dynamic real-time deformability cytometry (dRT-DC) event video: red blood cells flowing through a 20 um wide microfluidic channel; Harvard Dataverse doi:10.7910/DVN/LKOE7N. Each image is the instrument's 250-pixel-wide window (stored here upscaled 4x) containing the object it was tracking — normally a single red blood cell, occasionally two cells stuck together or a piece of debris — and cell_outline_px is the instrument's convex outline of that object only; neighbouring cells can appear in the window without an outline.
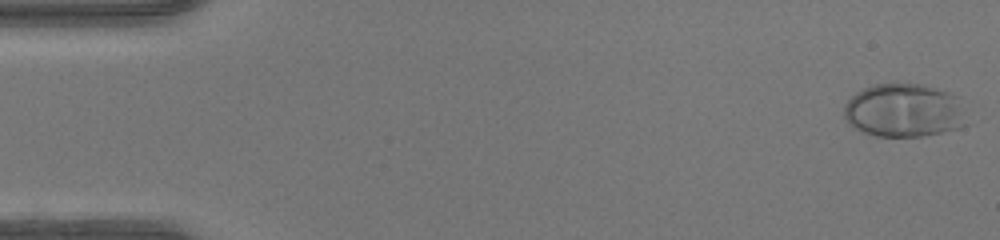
{"species": "human", "species_latin": "Homo sapiens", "temperature_condition": "warm", "stored_images_in_passage": 48, "camera_frame_rate_fps": 3000, "um_per_image_px": 0.085, "donor": {"sex": "female"}, "frame": {"image": 1, "passage_image": 1, "time_ms": 0.0, "image_size_px": [1000, 240], "cell_outline_px": [[968, 124], [944, 132], [920, 136], [876, 136], [864, 132], [848, 124], [844, 120], [844, 104], [856, 92], [864, 88], [876, 84], [896, 80], [924, 84], [960, 96]], "centroid_in_image_um": [76.86, 9.34], "position_along_channel_um": 8.1, "area_um2": 39.25}}
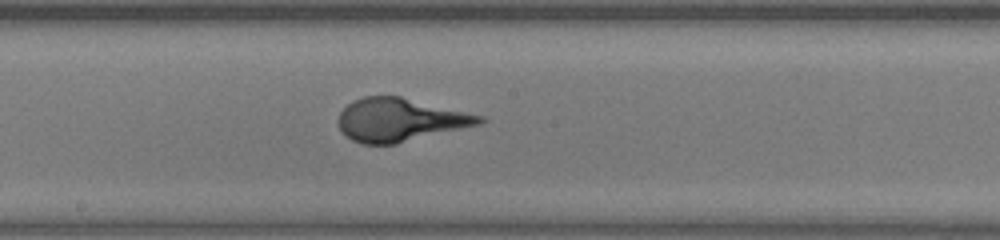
{"frame": {"image": 2, "passage_image": 26, "time_ms": 8.333, "image_size_px": [1000, 240], "cell_outline_px": [[488, 120], [484, 124], [396, 144], [360, 144], [344, 136], [340, 132], [336, 120], [340, 112], [352, 100], [364, 96], [400, 96], [484, 116]], "centroid_in_image_um": [34.0, 10.2], "position_along_channel_um": 214.2, "area_um2": 36.13}}
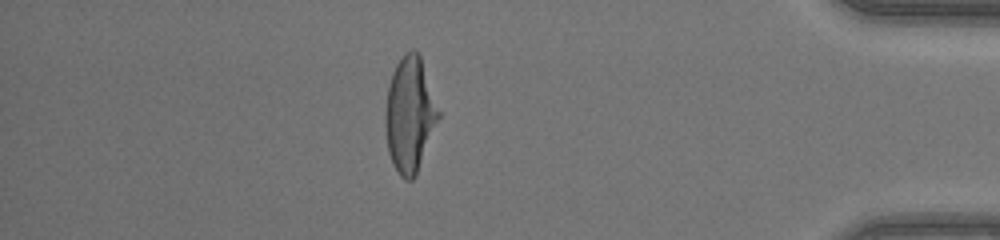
{"frame": {"image": 3, "passage_image": 42, "time_ms": 13.667, "image_size_px": [1000, 240], "cell_outline_px": [[440, 116], [416, 176], [412, 180], [404, 180], [400, 176], [392, 164], [388, 152], [384, 124], [384, 112], [388, 84], [392, 72], [396, 64], [404, 52], [412, 48], [420, 56], [440, 112]], "centroid_in_image_um": [34.8, 9.76], "position_along_channel_um": 400.4, "area_um2": 35.95}}